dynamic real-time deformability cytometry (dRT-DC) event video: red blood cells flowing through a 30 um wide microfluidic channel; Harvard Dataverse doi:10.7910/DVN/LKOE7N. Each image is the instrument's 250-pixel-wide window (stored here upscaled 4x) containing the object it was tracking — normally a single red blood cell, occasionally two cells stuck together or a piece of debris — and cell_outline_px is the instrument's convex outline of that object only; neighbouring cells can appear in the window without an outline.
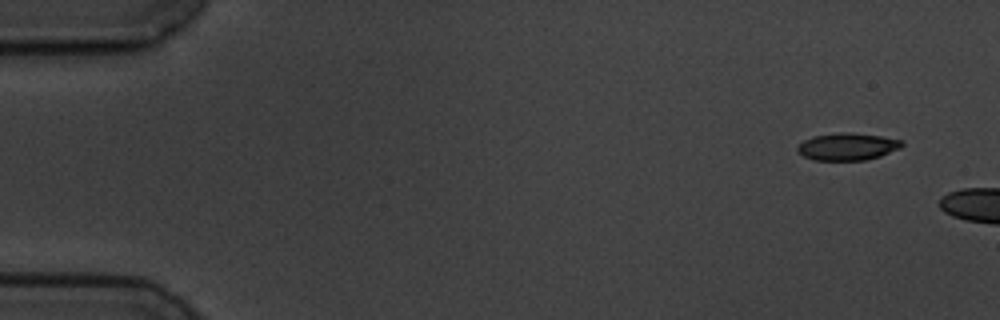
{"species": "common noctule bat (a hibernating species)", "species_latin": "Nyctalus noctula", "temperature_condition": "cold", "stored_images_in_passage": 3, "camera_frame_rate_fps": 3000, "um_per_image_px": 0.085, "animal": {"sex": "male", "body_mass_g": 19.5, "forearm_length_mm": 54.6}, "frame": {"image": 1, "passage_image": 1, "time_ms": 0.0, "image_size_px": [1000, 320], "cell_outline_px": [[904, 144], [900, 148], [880, 156], [864, 160], [812, 160], [796, 152], [796, 148], [804, 140], [812, 136], [840, 132], [852, 132], [880, 136], [904, 140]], "centroid_in_image_um": [72.02, 12.45], "position_along_channel_um": 13.0, "area_um2": 16.7}}